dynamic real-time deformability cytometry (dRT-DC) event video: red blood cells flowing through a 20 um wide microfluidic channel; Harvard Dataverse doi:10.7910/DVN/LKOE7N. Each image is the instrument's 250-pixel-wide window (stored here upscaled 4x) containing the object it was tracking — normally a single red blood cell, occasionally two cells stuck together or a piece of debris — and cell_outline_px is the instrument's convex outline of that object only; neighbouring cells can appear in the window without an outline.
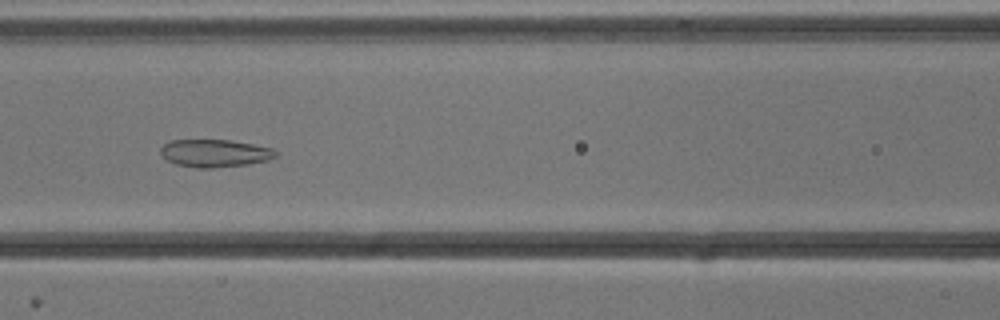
{"species": "common noctule bat (a hibernating species)", "species_latin": "Nyctalus noctula", "temperature_condition": "cold", "stored_images_in_passage": 43, "camera_frame_rate_fps": 3000, "um_per_image_px": 0.085, "animal": {"sex": "male", "body_mass_g": 13.3}, "frame": {"image": 1, "passage_image": 13, "time_ms": 4.0, "image_size_px": [1000, 320], "cell_outline_px": [[280, 152], [276, 156], [268, 160], [248, 164], [212, 168], [196, 168], [176, 164], [160, 156], [160, 148], [168, 140], [228, 140], [252, 144], [272, 148]], "centroid_in_image_um": [18.24, 13.02], "position_along_channel_um": 148.4, "area_um2": 18.67}}
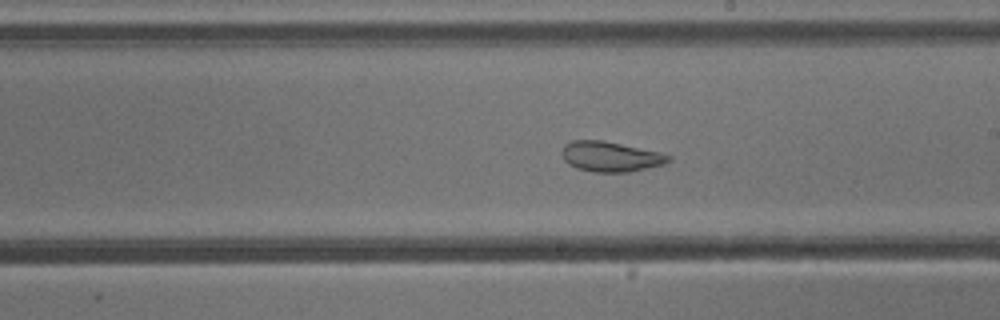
{"frame": {"image": 2, "passage_image": 20, "time_ms": 6.333, "image_size_px": [1000, 320], "cell_outline_px": [[672, 160], [664, 164], [628, 172], [592, 172], [576, 168], [568, 164], [564, 160], [564, 144], [572, 140], [604, 140], [660, 152], [672, 156]], "centroid_in_image_um": [51.92, 13.31], "position_along_channel_um": 237.1, "area_um2": 18.73}}
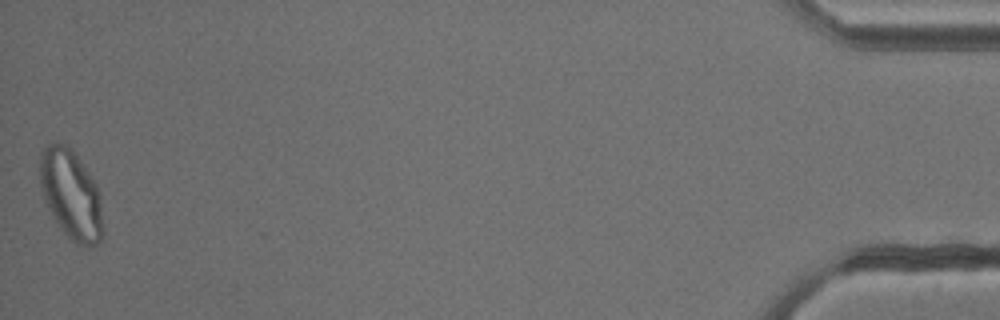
{"frame": {"image": 3, "passage_image": 43, "time_ms": 14.0, "image_size_px": [1000, 320], "cell_outline_px": [[104, 228], [100, 240], [96, 244], [88, 248], [76, 244], [60, 228], [52, 216], [44, 200], [40, 184], [40, 152], [48, 144], [56, 140], [72, 148], [96, 184], [100, 196]], "centroid_in_image_um": [6.04, 16.53], "position_along_channel_um": 429.2, "area_um2": 33.18}, "authors_computed_cell_mechanics": {"area_um2": 24.3338, "velocity_mm_per_s": 3.8119, "shape_relaxation_time_tau1_ms": null, "shape_relaxation_time_tau2_ms": 1.5567, "deformation_change_tau1": null, "deformation_change_tau2": 0.0733}}